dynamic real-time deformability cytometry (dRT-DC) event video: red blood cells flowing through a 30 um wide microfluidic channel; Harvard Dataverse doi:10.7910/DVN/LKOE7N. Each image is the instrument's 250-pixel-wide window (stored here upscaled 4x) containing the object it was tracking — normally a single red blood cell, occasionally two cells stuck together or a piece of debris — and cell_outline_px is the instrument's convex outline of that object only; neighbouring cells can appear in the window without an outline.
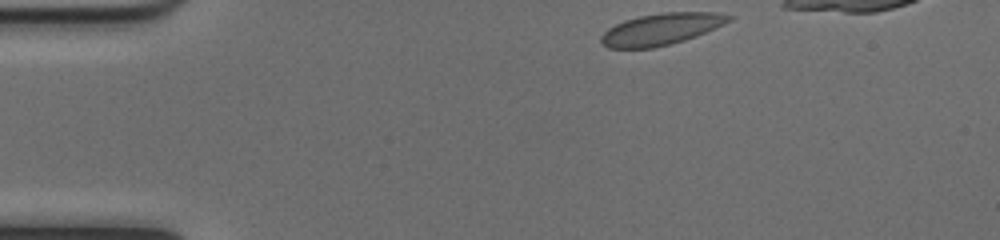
{"species": "common noctule bat (a hibernating species)", "species_latin": "Nyctalus noctula", "temperature_condition": "cold", "stored_images_in_passage": 38, "camera_frame_rate_fps": 3000, "um_per_image_px": 0.085, "animal": {"sex": "female", "body_mass_g": 17.0, "forearm_length_mm": 48.0}, "frame": {"image": 1, "passage_image": 1, "time_ms": 0.0, "image_size_px": [1000, 240], "cell_outline_px": [[732, 20], [724, 24], [696, 36], [672, 44], [652, 48], [608, 48], [600, 40], [600, 36], [608, 28], [624, 20], [640, 16], [664, 12], [716, 12], [732, 16]], "centroid_in_image_um": [56.2, 2.47], "position_along_channel_um": 28.8, "area_um2": 23.47}}
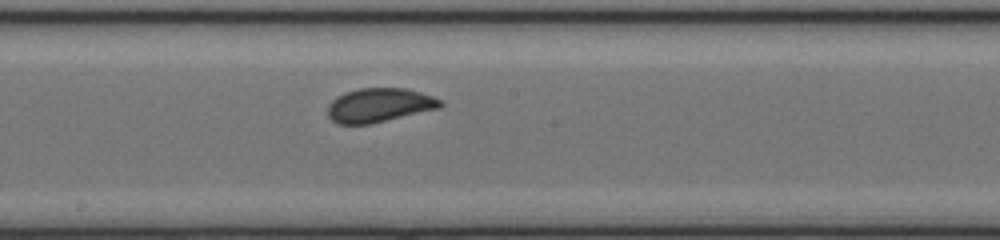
{"frame": {"image": 2, "passage_image": 20, "time_ms": 6.333, "image_size_px": [1000, 240], "cell_outline_px": [[444, 104], [440, 108], [368, 124], [336, 124], [328, 116], [328, 104], [336, 96], [344, 92], [360, 88], [408, 88], [444, 100]], "centroid_in_image_um": [32.24, 8.93], "position_along_channel_um": 216.0, "area_um2": 22.43}}
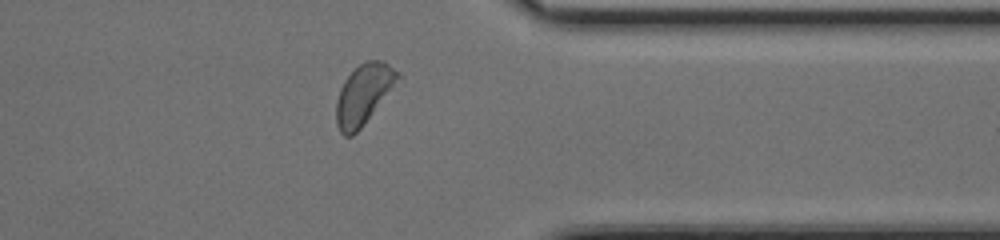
{"frame": {"image": 3, "passage_image": 33, "time_ms": 10.667, "image_size_px": [1000, 240], "cell_outline_px": [[400, 76], [360, 128], [352, 136], [344, 136], [340, 132], [336, 124], [336, 100], [340, 88], [344, 80], [360, 64], [368, 60], [384, 60], [400, 72]], "centroid_in_image_um": [30.86, 8.0], "position_along_channel_um": 380.5, "area_um2": 20.92}, "authors_computed_cell_mechanics": {"area_um2": 22.3686, "velocity_mm_per_s": 3.976, "shape_relaxation_time_tau1_ms": 3.9638, "shape_relaxation_time_tau2_ms": null, "deformation_change_tau1": 0.0993, "deformation_change_tau2": null}}